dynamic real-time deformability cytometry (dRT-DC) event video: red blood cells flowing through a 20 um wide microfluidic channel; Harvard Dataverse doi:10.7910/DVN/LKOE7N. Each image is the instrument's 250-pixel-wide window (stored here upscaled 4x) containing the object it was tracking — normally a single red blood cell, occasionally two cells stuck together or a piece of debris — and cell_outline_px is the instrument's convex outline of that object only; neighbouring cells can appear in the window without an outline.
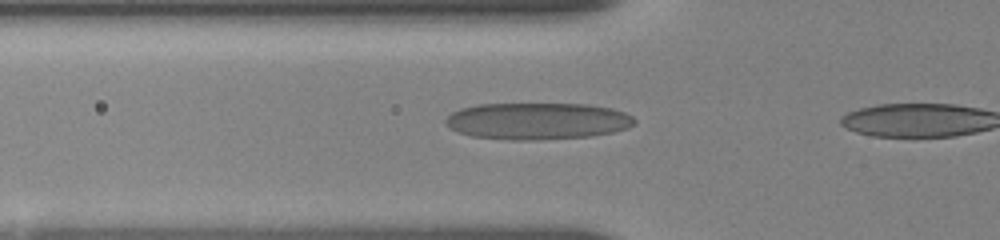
{"species": "human", "species_latin": "Homo sapiens", "temperature_condition": "room temperature", "stored_images_in_passage": 11, "camera_frame_rate_fps": 3000, "um_per_image_px": 0.085, "donor": {"sex": "female"}, "frame": {"image": 1, "passage_image": 10, "time_ms": 3.333, "image_size_px": [1000, 240], "cell_outline_px": [[636, 124], [628, 128], [612, 132], [588, 136], [532, 140], [512, 140], [472, 136], [456, 132], [444, 124], [444, 120], [452, 112], [460, 108], [476, 104], [588, 104], [612, 108], [624, 112], [632, 116], [636, 120]], "centroid_in_image_um": [45.65, 10.28], "position_along_channel_um": 80.1, "area_um2": 40.69}}